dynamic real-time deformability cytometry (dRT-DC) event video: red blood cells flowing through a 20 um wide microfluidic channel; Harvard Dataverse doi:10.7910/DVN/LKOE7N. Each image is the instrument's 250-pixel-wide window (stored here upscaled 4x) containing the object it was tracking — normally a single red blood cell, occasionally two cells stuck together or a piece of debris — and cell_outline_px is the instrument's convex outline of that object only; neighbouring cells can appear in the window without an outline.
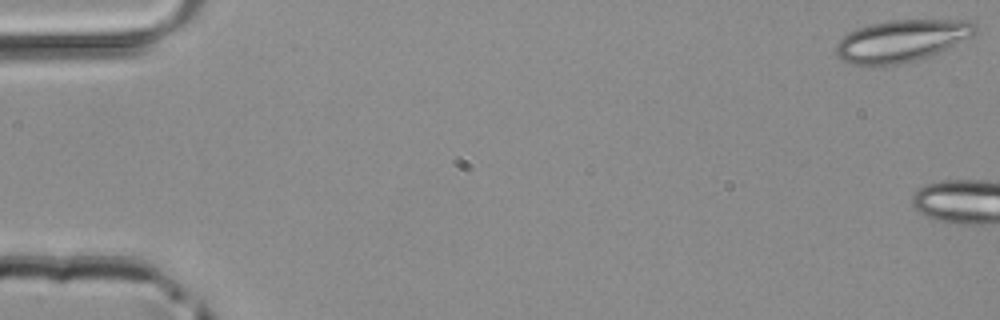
{"species": "common noctule bat (a hibernating species)", "species_latin": "Nyctalus noctula", "temperature_condition": "room temperature", "stored_images_in_passage": 4, "camera_frame_rate_fps": 3000, "um_per_image_px": 0.085, "animal": {"sex": "male", "body_mass_g": 20.4}, "frame": {"image": 1, "passage_image": 1, "time_ms": 0.0, "image_size_px": [1000, 320], "cell_outline_px": [[980, 28], [972, 36], [924, 60], [900, 64], [852, 64], [836, 56], [836, 44], [848, 32], [856, 28], [872, 24], [892, 20], [972, 20]], "centroid_in_image_um": [76.7, 3.46], "position_along_channel_um": 8.3, "area_um2": 34.22}}